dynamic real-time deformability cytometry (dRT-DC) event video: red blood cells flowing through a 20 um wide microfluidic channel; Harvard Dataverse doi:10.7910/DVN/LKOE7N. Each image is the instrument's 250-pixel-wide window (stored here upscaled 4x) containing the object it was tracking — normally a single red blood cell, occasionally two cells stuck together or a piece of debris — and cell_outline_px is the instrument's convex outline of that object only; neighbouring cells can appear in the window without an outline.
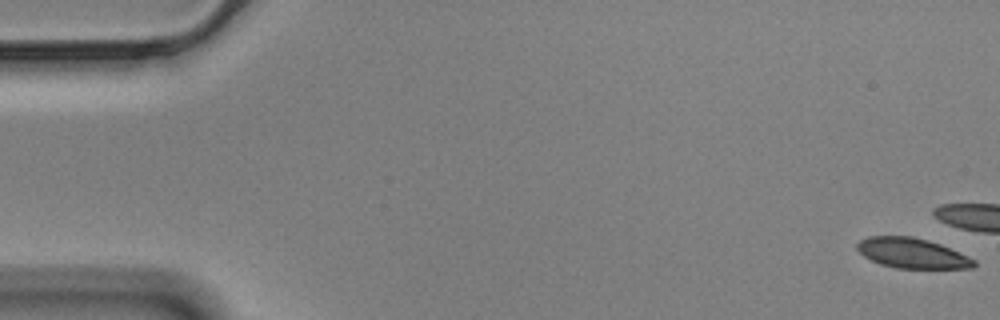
{"species": "Egyptian fruit bat (a non-hibernating species)", "species_latin": "Rousettus aegyptiacus", "temperature_condition": "cold", "stored_images_in_passage": 11, "camera_frame_rate_fps": 3000, "um_per_image_px": 0.085, "animal": {"sex": "male"}, "frame": {"image": 1, "passage_image": 1, "time_ms": 0.0, "image_size_px": [1000, 320], "cell_outline_px": [[976, 264], [972, 268], [896, 268], [880, 264], [864, 256], [856, 248], [856, 244], [860, 240], [868, 236], [912, 236], [928, 240], [940, 244], [968, 256], [976, 260]], "centroid_in_image_um": [77.52, 21.51], "position_along_channel_um": 7.5, "area_um2": 20.46}}